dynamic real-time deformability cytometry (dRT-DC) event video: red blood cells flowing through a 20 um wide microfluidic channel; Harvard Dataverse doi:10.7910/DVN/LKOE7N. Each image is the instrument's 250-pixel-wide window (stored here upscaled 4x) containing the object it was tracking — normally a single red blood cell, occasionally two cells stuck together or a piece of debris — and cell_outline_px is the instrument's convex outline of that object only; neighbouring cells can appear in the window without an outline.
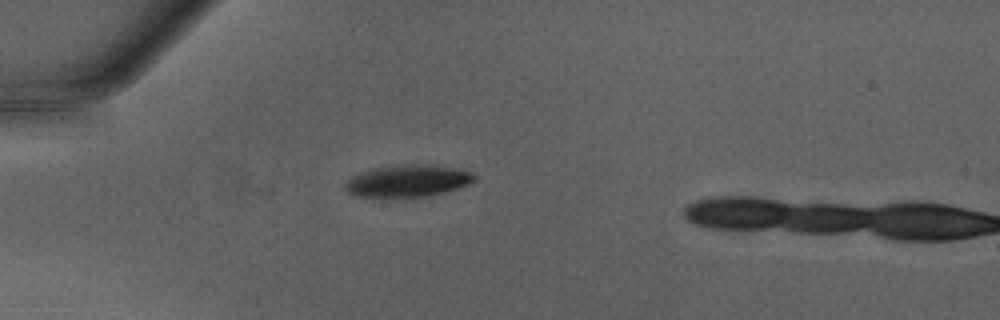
{"species": "Egyptian fruit bat (a non-hibernating species)", "species_latin": "Rousettus aegyptiacus", "temperature_condition": "warm", "stored_images_in_passage": 4, "camera_frame_rate_fps": 3000, "um_per_image_px": 0.085, "animal": {"sex": "male"}, "frame": {"image": 1, "passage_image": 4, "time_ms": 1.0, "image_size_px": [1000, 320], "cell_outline_px": [[476, 180], [468, 184], [444, 192], [428, 196], [392, 200], [372, 200], [356, 196], [348, 192], [344, 188], [344, 184], [352, 176], [360, 172], [372, 168], [412, 164], [432, 164], [472, 172], [476, 176]], "centroid_in_image_um": [34.57, 15.44], "position_along_channel_um": 50.4, "area_um2": 25.09}}